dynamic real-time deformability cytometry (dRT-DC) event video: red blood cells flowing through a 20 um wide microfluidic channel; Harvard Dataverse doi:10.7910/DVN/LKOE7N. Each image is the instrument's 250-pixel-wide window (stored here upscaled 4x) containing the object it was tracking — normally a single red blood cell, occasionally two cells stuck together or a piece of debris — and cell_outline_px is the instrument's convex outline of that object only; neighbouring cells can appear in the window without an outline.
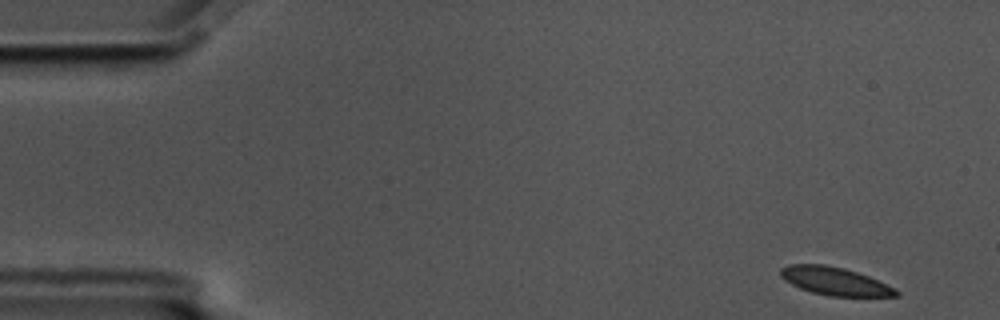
{"species": "common noctule bat (a hibernating species)", "species_latin": "Nyctalus noctula", "temperature_condition": "cold", "stored_images_in_passage": 56, "camera_frame_rate_fps": 3000, "um_per_image_px": 0.085, "animal": {"sex": "male", "body_mass_g": 17.5, "forearm_length_mm": 52.3}, "frame": {"image": 1, "passage_image": 1, "time_ms": 0.0, "image_size_px": [1000, 320], "cell_outline_px": [[900, 296], [828, 296], [812, 292], [800, 288], [784, 280], [780, 276], [780, 268], [788, 264], [824, 264], [844, 268], [868, 276], [896, 288], [900, 292]], "centroid_in_image_um": [70.96, 23.9], "position_along_channel_um": 14.0, "area_um2": 18.9}}
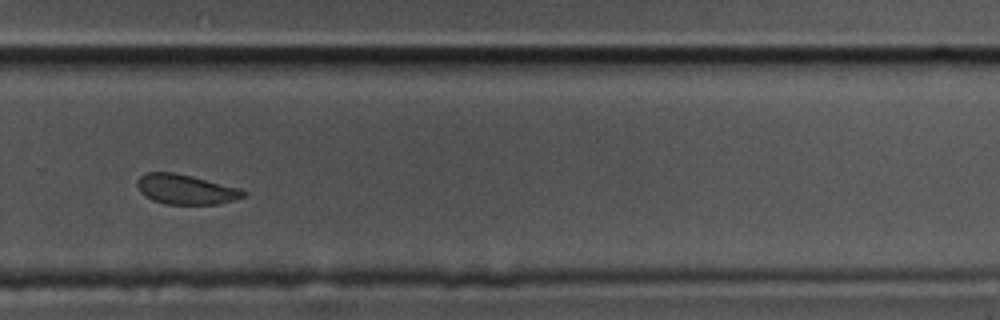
{"frame": {"image": 2, "passage_image": 37, "time_ms": 12.0, "image_size_px": [1000, 320], "cell_outline_px": [[248, 192], [244, 196], [232, 200], [216, 204], [164, 204], [152, 200], [144, 196], [140, 192], [136, 184], [136, 180], [140, 176], [148, 172], [172, 172], [192, 176], [240, 188]], "centroid_in_image_um": [15.75, 16.09], "position_along_channel_um": 314.0, "area_um2": 18.5}}
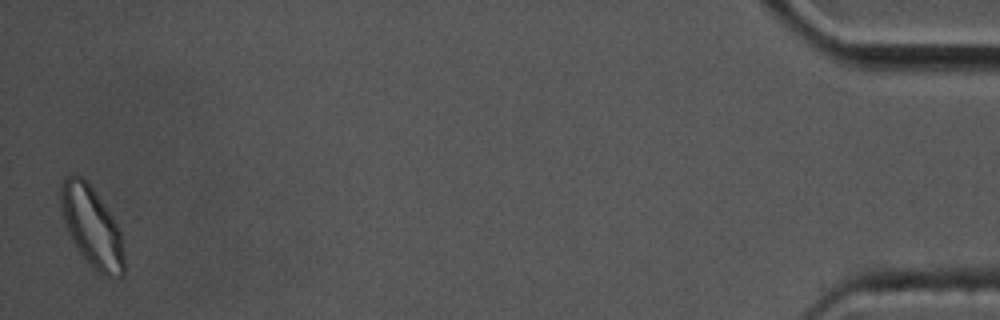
{"frame": {"image": 3, "passage_image": 55, "time_ms": 18.0, "image_size_px": [1000, 320], "cell_outline_px": [[124, 272], [120, 276], [104, 276], [80, 252], [72, 240], [64, 220], [60, 204], [60, 184], [72, 172], [80, 176], [92, 188], [104, 204], [116, 224], [120, 232], [124, 252]], "centroid_in_image_um": [7.79, 19.24], "position_along_channel_um": 427.4, "area_um2": 28.84}, "authors_computed_cell_mechanics": {"area_um2": 19.8832, "velocity_mm_per_s": 3.4227, "shape_relaxation_time_tau1_ms": 1.9089, "shape_relaxation_time_tau2_ms": 1.5808, "deformation_change_tau1": 0.0789, "deformation_change_tau2": 0.0757}}